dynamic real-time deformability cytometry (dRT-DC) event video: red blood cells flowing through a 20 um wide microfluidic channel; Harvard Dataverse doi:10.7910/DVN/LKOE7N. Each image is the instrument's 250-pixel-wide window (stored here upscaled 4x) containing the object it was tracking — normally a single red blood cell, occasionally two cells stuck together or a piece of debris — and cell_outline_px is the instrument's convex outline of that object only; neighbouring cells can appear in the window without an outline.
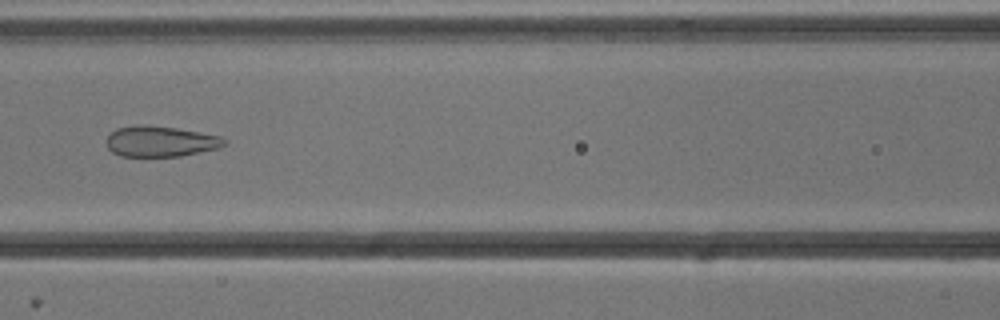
{"species": "common noctule bat (a hibernating species)", "species_latin": "Nyctalus noctula", "temperature_condition": "cold", "stored_images_in_passage": 53, "camera_frame_rate_fps": 3000, "um_per_image_px": 0.085, "animal": {"sex": "male", "body_mass_g": 13.3}, "frame": {"image": 1, "passage_image": 23, "time_ms": 7.333, "image_size_px": [1000, 320], "cell_outline_px": [[228, 144], [216, 148], [180, 156], [120, 156], [112, 152], [108, 148], [108, 136], [116, 128], [136, 124], [144, 124], [176, 128], [200, 132], [220, 136], [228, 140]], "centroid_in_image_um": [13.65, 12.0], "position_along_channel_um": 153.0, "area_um2": 21.04}}
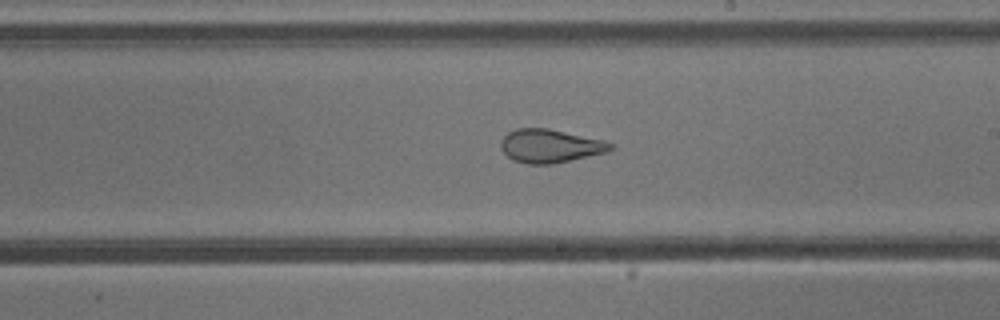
{"frame": {"image": 2, "passage_image": 30, "time_ms": 9.667, "image_size_px": [1000, 320], "cell_outline_px": [[612, 148], [608, 152], [552, 164], [528, 164], [512, 160], [500, 148], [500, 140], [508, 132], [516, 128], [548, 128], [604, 140], [612, 144]], "centroid_in_image_um": [46.73, 12.4], "position_along_channel_um": 242.3, "area_um2": 21.39}}
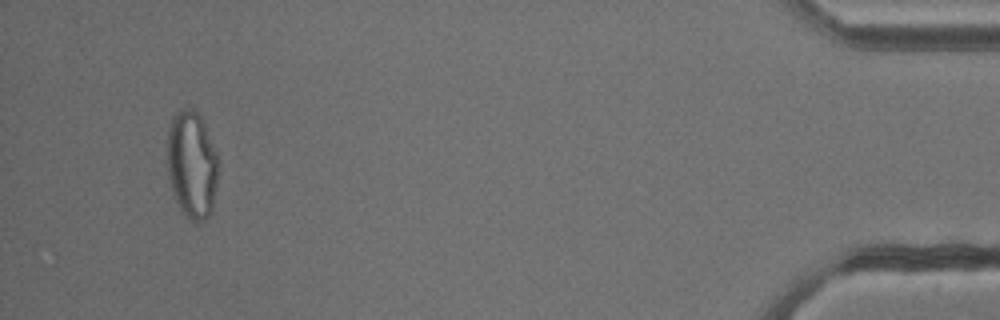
{"frame": {"image": 3, "passage_image": 50, "time_ms": 16.333, "image_size_px": [1000, 320], "cell_outline_px": [[220, 160], [216, 188], [212, 212], [204, 220], [196, 224], [192, 224], [184, 216], [172, 192], [168, 176], [168, 132], [172, 116], [180, 108], [188, 108], [196, 112], [204, 120]], "centroid_in_image_um": [16.34, 14.03], "position_along_channel_um": 418.9, "area_um2": 32.77}, "authors_computed_cell_mechanics": {"area_um2": 28.9578, "velocity_mm_per_s": 3.836, "shape_relaxation_time_tau1_ms": null, "shape_relaxation_time_tau2_ms": 1.0121, "deformation_change_tau1": null, "deformation_change_tau2": 0.0893}}